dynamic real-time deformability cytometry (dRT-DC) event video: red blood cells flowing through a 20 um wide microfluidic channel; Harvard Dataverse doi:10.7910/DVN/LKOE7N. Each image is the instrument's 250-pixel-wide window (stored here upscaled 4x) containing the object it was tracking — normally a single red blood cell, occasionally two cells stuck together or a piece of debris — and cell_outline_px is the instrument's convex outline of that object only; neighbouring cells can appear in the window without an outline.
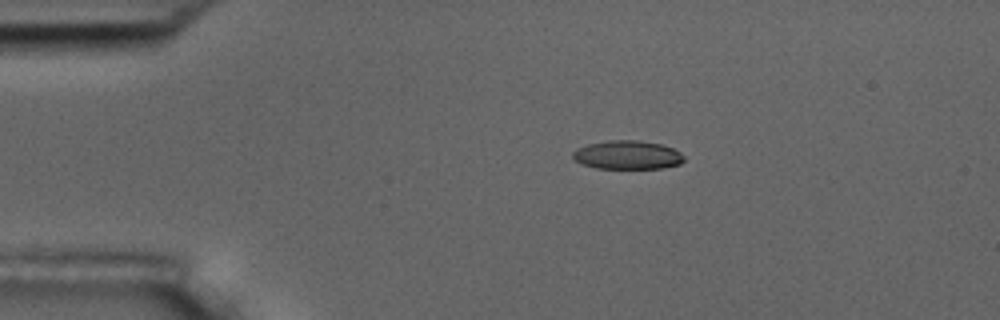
{"species": "common noctule bat (a hibernating species)", "species_latin": "Nyctalus noctula", "temperature_condition": "room temperature", "stored_images_in_passage": 46, "camera_frame_rate_fps": 3000, "um_per_image_px": 0.085, "animal": {"sex": "male", "body_mass_g": 17.5, "forearm_length_mm": 52.3}, "frame": {"image": 1, "passage_image": 1, "time_ms": 0.0, "image_size_px": [1000, 320], "cell_outline_px": [[684, 160], [680, 164], [664, 168], [596, 168], [584, 164], [576, 160], [572, 156], [572, 152], [576, 148], [588, 144], [608, 140], [640, 140], [660, 144], [672, 148], [680, 152], [684, 156]], "centroid_in_image_um": [53.34, 13.16], "position_along_channel_um": 31.7, "area_um2": 18.55}}
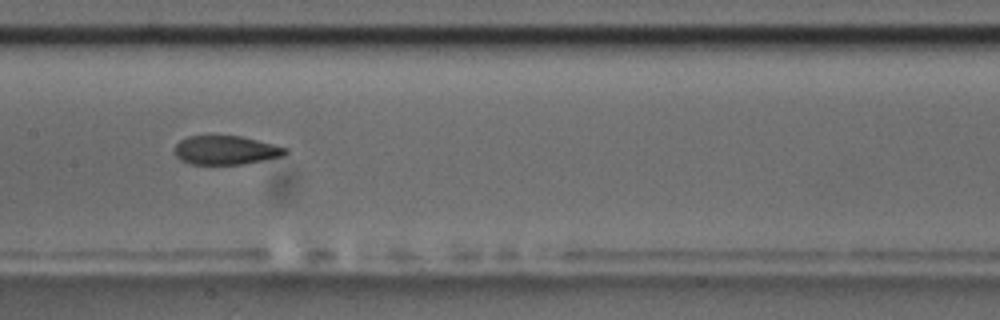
{"frame": {"image": 2, "passage_image": 18, "time_ms": 5.667, "image_size_px": [1000, 320], "cell_outline_px": [[288, 152], [284, 156], [264, 160], [240, 164], [192, 164], [180, 160], [176, 156], [176, 144], [180, 140], [188, 136], [240, 136], [288, 148]], "centroid_in_image_um": [19.2, 12.77], "position_along_channel_um": 188.2, "area_um2": 18.44}}
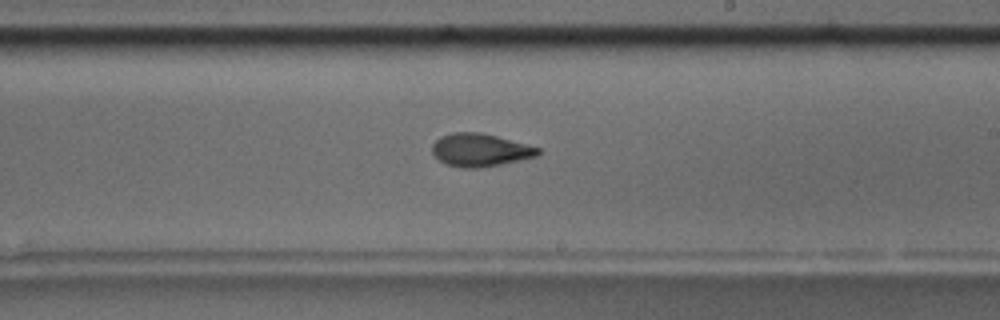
{"frame": {"image": 3, "passage_image": 23, "time_ms": 7.333, "image_size_px": [1000, 320], "cell_outline_px": [[540, 152], [536, 156], [500, 164], [476, 168], [460, 168], [448, 164], [440, 160], [432, 152], [432, 144], [440, 136], [452, 132], [480, 132], [496, 136], [540, 148]], "centroid_in_image_um": [40.77, 12.74], "position_along_channel_um": 248.2, "area_um2": 20.0}, "authors_computed_cell_mechanics": {"area_um2": 19.8832, "velocity_mm_per_s": 3.6103, "shape_relaxation_time_tau1_ms": 7.7984, "shape_relaxation_time_tau2_ms": 2.3511, "deformation_change_tau1": 0.188, "deformation_change_tau2": 0.0869}}